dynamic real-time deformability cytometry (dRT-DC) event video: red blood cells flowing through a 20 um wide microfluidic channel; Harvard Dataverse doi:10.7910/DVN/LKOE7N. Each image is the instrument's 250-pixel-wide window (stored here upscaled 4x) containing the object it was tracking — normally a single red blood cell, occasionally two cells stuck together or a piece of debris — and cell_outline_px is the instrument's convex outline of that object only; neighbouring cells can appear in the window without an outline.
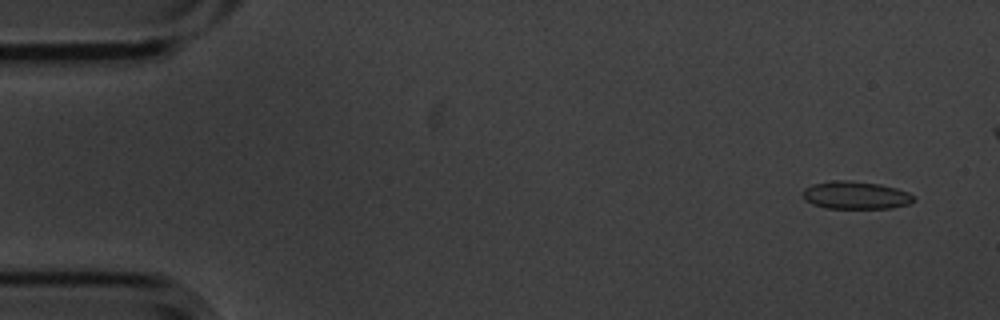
{"species": "common noctule bat (a hibernating species)", "species_latin": "Nyctalus noctula", "temperature_condition": "cold", "stored_images_in_passage": 10, "camera_frame_rate_fps": 3000, "um_per_image_px": 0.085, "animal": {"sex": "male", "body_mass_g": 20.1, "forearm_length_mm": 53.5}, "frame": {"image": 1, "passage_image": 1, "time_ms": 0.0, "image_size_px": [1000, 320], "cell_outline_px": [[916, 200], [908, 204], [892, 208], [824, 208], [812, 204], [804, 200], [800, 192], [804, 188], [812, 184], [836, 180], [844, 180], [880, 184], [896, 188], [908, 192], [916, 196]], "centroid_in_image_um": [72.71, 16.6], "position_along_channel_um": 12.3, "area_um2": 18.15}}
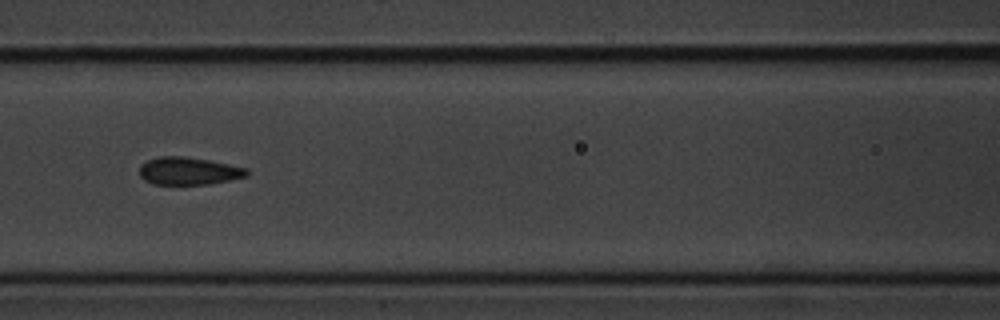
{"frame": {"image": 2, "passage_image": 7, "time_ms": 2.0, "image_size_px": [1000, 320], "cell_outline_px": [[248, 176], [208, 184], [152, 184], [144, 180], [140, 176], [140, 164], [148, 160], [160, 156], [184, 156], [208, 160], [248, 168]], "centroid_in_image_um": [16.02, 14.53], "position_along_channel_um": 150.6, "area_um2": 17.22}}
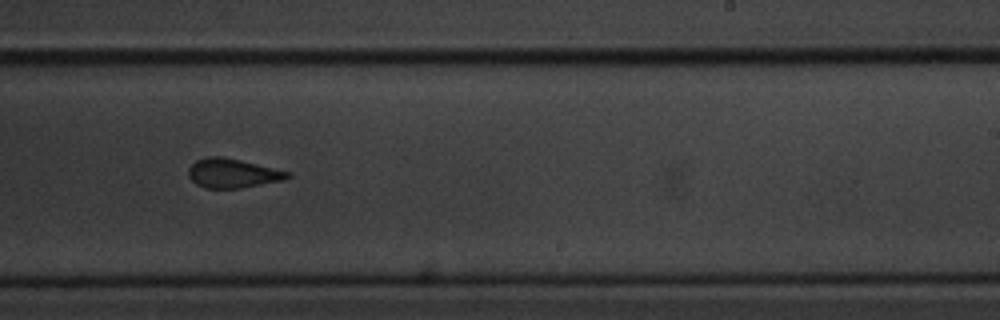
{"frame": {"image": 3, "passage_image": 10, "time_ms": 3.0, "image_size_px": [1000, 320], "cell_outline_px": [[292, 176], [284, 180], [240, 188], [204, 188], [196, 184], [188, 176], [188, 168], [196, 160], [208, 156], [224, 156], [288, 172]], "centroid_in_image_um": [19.72, 14.72], "position_along_channel_um": 269.3, "area_um2": 16.76}}